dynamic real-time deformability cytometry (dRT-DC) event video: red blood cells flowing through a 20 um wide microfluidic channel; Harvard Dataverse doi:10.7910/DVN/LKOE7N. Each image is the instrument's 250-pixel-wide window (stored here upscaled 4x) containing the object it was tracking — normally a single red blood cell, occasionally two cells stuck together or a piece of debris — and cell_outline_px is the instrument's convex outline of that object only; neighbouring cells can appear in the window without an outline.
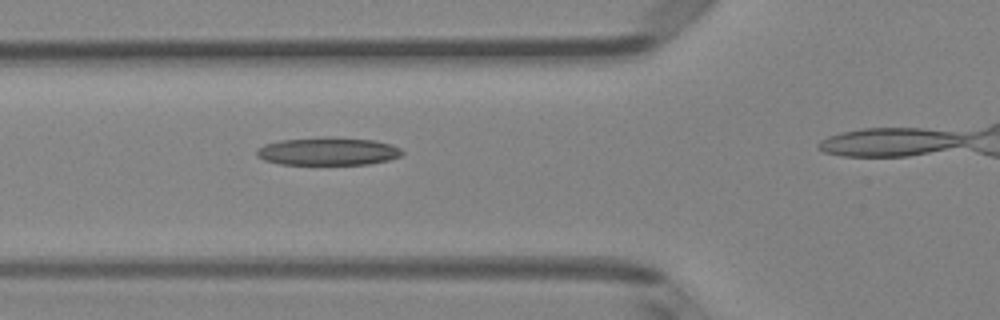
{"species": "Egyptian fruit bat (a non-hibernating species)", "species_latin": "Rousettus aegyptiacus", "temperature_condition": "room temperature", "stored_images_in_passage": 13, "camera_frame_rate_fps": 3000, "um_per_image_px": 0.085, "animal": {"sex": "female"}, "frame": {"image": 1, "passage_image": 6, "time_ms": 1.667, "image_size_px": [1000, 320], "cell_outline_px": [[404, 152], [400, 156], [388, 160], [368, 164], [280, 164], [264, 160], [256, 156], [256, 148], [264, 144], [280, 140], [372, 140], [392, 144], [400, 148]], "centroid_in_image_um": [27.85, 12.91], "position_along_channel_um": 97.9, "area_um2": 22.48}}
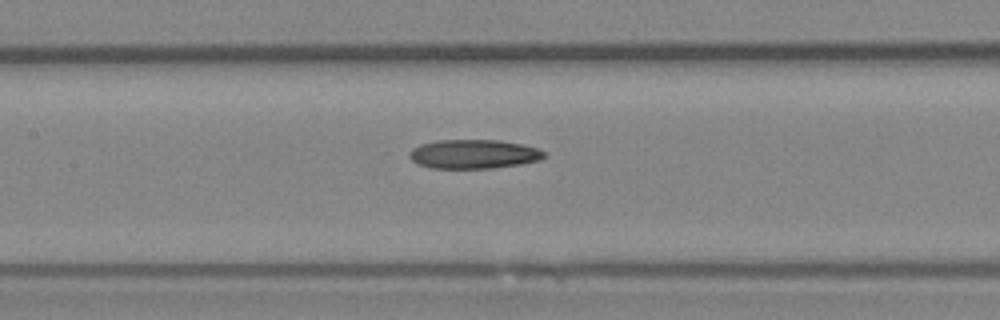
{"frame": {"image": 2, "passage_image": 11, "time_ms": 3.333, "image_size_px": [1000, 320], "cell_outline_px": [[544, 156], [540, 160], [520, 164], [492, 168], [432, 168], [416, 164], [408, 156], [412, 148], [420, 144], [436, 140], [500, 140], [524, 144], [536, 148], [544, 152]], "centroid_in_image_um": [40.23, 13.09], "position_along_channel_um": 167.2, "area_um2": 22.89}}